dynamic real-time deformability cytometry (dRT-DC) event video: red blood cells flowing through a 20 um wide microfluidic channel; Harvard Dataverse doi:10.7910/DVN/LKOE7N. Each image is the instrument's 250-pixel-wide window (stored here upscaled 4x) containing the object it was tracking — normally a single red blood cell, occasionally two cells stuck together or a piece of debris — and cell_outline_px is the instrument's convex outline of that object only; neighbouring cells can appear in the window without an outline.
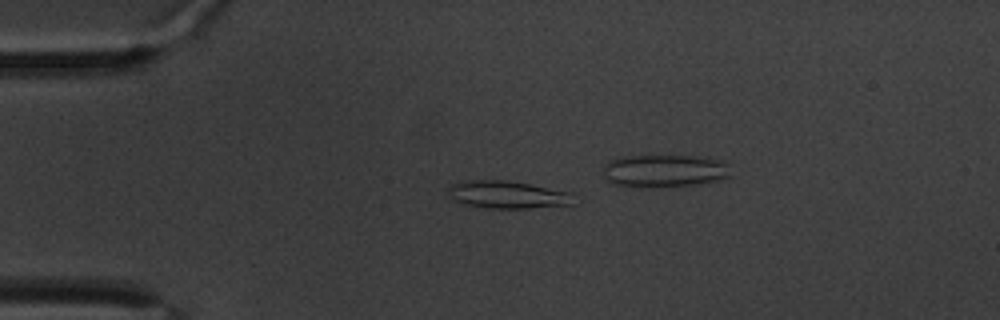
{"species": "common noctule bat (a hibernating species)", "species_latin": "Nyctalus noctula", "temperature_condition": "warm", "stored_images_in_passage": 48, "segment_of_instrument_passage": [1, 2], "camera_frame_rate_fps": 3000, "um_per_image_px": 0.085, "animal": {"sex": "male", "body_mass_g": 20.1, "forearm_length_mm": 53.5}, "frame": {"image": 1, "passage_image": 14, "time_ms": 4.333, "image_size_px": [1000, 320], "cell_outline_px": [[572, 204], [528, 208], [484, 208], [464, 204], [452, 200], [448, 196], [448, 188], [452, 184], [468, 180], [504, 180], [532, 184], [572, 192]], "centroid_in_image_um": [43.09, 16.54], "position_along_channel_um": 41.9, "area_um2": 20.23}}
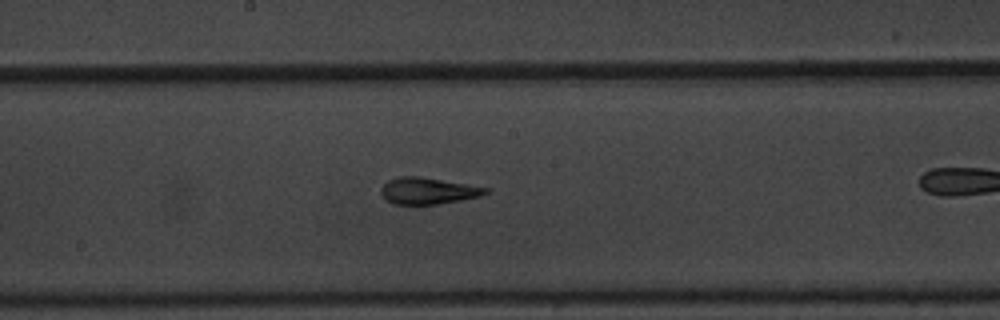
{"frame": {"image": 2, "passage_image": 32, "time_ms": 10.333, "image_size_px": [1000, 320], "cell_outline_px": [[492, 192], [480, 196], [460, 200], [436, 204], [392, 204], [384, 200], [380, 196], [380, 188], [388, 180], [400, 176], [420, 176], [488, 188]], "centroid_in_image_um": [36.32, 16.22], "position_along_channel_um": 211.9, "area_um2": 16.3}}
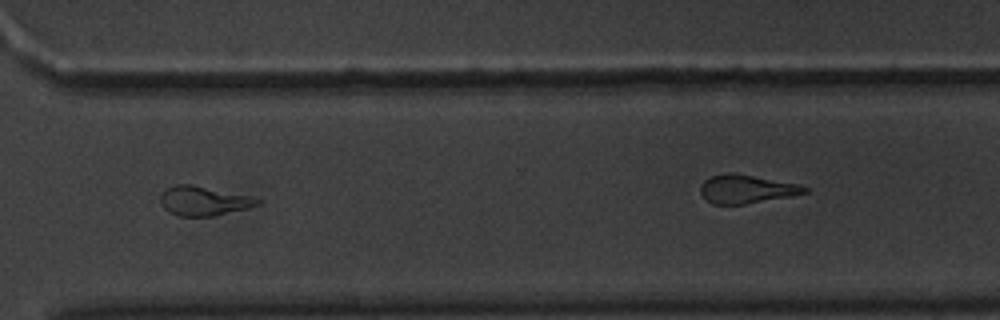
{"frame": {"image": 3, "passage_image": 45, "time_ms": 14.667, "image_size_px": [1000, 320], "cell_outline_px": [[264, 200], [260, 204], [248, 208], [212, 216], [180, 216], [168, 212], [160, 204], [160, 196], [164, 188], [176, 184], [192, 184], [248, 196]], "centroid_in_image_um": [17.27, 17.07], "position_along_channel_um": 353.3, "area_um2": 16.65}}